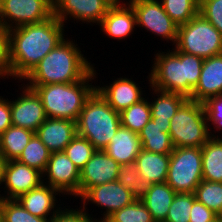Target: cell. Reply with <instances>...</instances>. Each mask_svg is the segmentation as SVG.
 <instances>
[{
	"mask_svg": "<svg viewBox=\"0 0 222 222\" xmlns=\"http://www.w3.org/2000/svg\"><path fill=\"white\" fill-rule=\"evenodd\" d=\"M12 126L10 101L0 96V135Z\"/></svg>",
	"mask_w": 222,
	"mask_h": 222,
	"instance_id": "obj_42",
	"label": "cell"
},
{
	"mask_svg": "<svg viewBox=\"0 0 222 222\" xmlns=\"http://www.w3.org/2000/svg\"><path fill=\"white\" fill-rule=\"evenodd\" d=\"M152 118L149 101L143 98L120 113L121 125L140 133Z\"/></svg>",
	"mask_w": 222,
	"mask_h": 222,
	"instance_id": "obj_31",
	"label": "cell"
},
{
	"mask_svg": "<svg viewBox=\"0 0 222 222\" xmlns=\"http://www.w3.org/2000/svg\"><path fill=\"white\" fill-rule=\"evenodd\" d=\"M195 200L194 193H176L165 222H189L191 208Z\"/></svg>",
	"mask_w": 222,
	"mask_h": 222,
	"instance_id": "obj_37",
	"label": "cell"
},
{
	"mask_svg": "<svg viewBox=\"0 0 222 222\" xmlns=\"http://www.w3.org/2000/svg\"><path fill=\"white\" fill-rule=\"evenodd\" d=\"M199 13L222 34V0H200Z\"/></svg>",
	"mask_w": 222,
	"mask_h": 222,
	"instance_id": "obj_39",
	"label": "cell"
},
{
	"mask_svg": "<svg viewBox=\"0 0 222 222\" xmlns=\"http://www.w3.org/2000/svg\"><path fill=\"white\" fill-rule=\"evenodd\" d=\"M78 45L64 38L24 78L27 85L72 83L84 79L94 67L83 57ZM93 65V66H92Z\"/></svg>",
	"mask_w": 222,
	"mask_h": 222,
	"instance_id": "obj_2",
	"label": "cell"
},
{
	"mask_svg": "<svg viewBox=\"0 0 222 222\" xmlns=\"http://www.w3.org/2000/svg\"><path fill=\"white\" fill-rule=\"evenodd\" d=\"M48 150L60 152L77 135L76 122L67 119L47 118L35 131Z\"/></svg>",
	"mask_w": 222,
	"mask_h": 222,
	"instance_id": "obj_19",
	"label": "cell"
},
{
	"mask_svg": "<svg viewBox=\"0 0 222 222\" xmlns=\"http://www.w3.org/2000/svg\"><path fill=\"white\" fill-rule=\"evenodd\" d=\"M96 90L119 113L144 98L142 88L132 78L125 76L107 86H96Z\"/></svg>",
	"mask_w": 222,
	"mask_h": 222,
	"instance_id": "obj_17",
	"label": "cell"
},
{
	"mask_svg": "<svg viewBox=\"0 0 222 222\" xmlns=\"http://www.w3.org/2000/svg\"><path fill=\"white\" fill-rule=\"evenodd\" d=\"M176 192L165 182L151 184L146 195L140 199L155 222H165Z\"/></svg>",
	"mask_w": 222,
	"mask_h": 222,
	"instance_id": "obj_25",
	"label": "cell"
},
{
	"mask_svg": "<svg viewBox=\"0 0 222 222\" xmlns=\"http://www.w3.org/2000/svg\"><path fill=\"white\" fill-rule=\"evenodd\" d=\"M135 14L138 27H143L157 37L172 41L177 40L178 25L164 11L159 0H129Z\"/></svg>",
	"mask_w": 222,
	"mask_h": 222,
	"instance_id": "obj_10",
	"label": "cell"
},
{
	"mask_svg": "<svg viewBox=\"0 0 222 222\" xmlns=\"http://www.w3.org/2000/svg\"><path fill=\"white\" fill-rule=\"evenodd\" d=\"M110 5H115L120 3L121 0H106Z\"/></svg>",
	"mask_w": 222,
	"mask_h": 222,
	"instance_id": "obj_46",
	"label": "cell"
},
{
	"mask_svg": "<svg viewBox=\"0 0 222 222\" xmlns=\"http://www.w3.org/2000/svg\"><path fill=\"white\" fill-rule=\"evenodd\" d=\"M202 180L201 147L174 148L166 183L176 193H194Z\"/></svg>",
	"mask_w": 222,
	"mask_h": 222,
	"instance_id": "obj_8",
	"label": "cell"
},
{
	"mask_svg": "<svg viewBox=\"0 0 222 222\" xmlns=\"http://www.w3.org/2000/svg\"><path fill=\"white\" fill-rule=\"evenodd\" d=\"M9 72L6 63V35L0 30V78L9 77Z\"/></svg>",
	"mask_w": 222,
	"mask_h": 222,
	"instance_id": "obj_43",
	"label": "cell"
},
{
	"mask_svg": "<svg viewBox=\"0 0 222 222\" xmlns=\"http://www.w3.org/2000/svg\"><path fill=\"white\" fill-rule=\"evenodd\" d=\"M64 25L52 15L44 21L6 31V63L10 77L24 79L65 38Z\"/></svg>",
	"mask_w": 222,
	"mask_h": 222,
	"instance_id": "obj_1",
	"label": "cell"
},
{
	"mask_svg": "<svg viewBox=\"0 0 222 222\" xmlns=\"http://www.w3.org/2000/svg\"><path fill=\"white\" fill-rule=\"evenodd\" d=\"M174 48L207 59L222 53V34L199 13L178 26Z\"/></svg>",
	"mask_w": 222,
	"mask_h": 222,
	"instance_id": "obj_7",
	"label": "cell"
},
{
	"mask_svg": "<svg viewBox=\"0 0 222 222\" xmlns=\"http://www.w3.org/2000/svg\"><path fill=\"white\" fill-rule=\"evenodd\" d=\"M110 6L106 0H54L53 15L63 24L73 18L99 25Z\"/></svg>",
	"mask_w": 222,
	"mask_h": 222,
	"instance_id": "obj_15",
	"label": "cell"
},
{
	"mask_svg": "<svg viewBox=\"0 0 222 222\" xmlns=\"http://www.w3.org/2000/svg\"><path fill=\"white\" fill-rule=\"evenodd\" d=\"M50 154L51 152L45 144L34 134L17 161L43 173L49 161Z\"/></svg>",
	"mask_w": 222,
	"mask_h": 222,
	"instance_id": "obj_30",
	"label": "cell"
},
{
	"mask_svg": "<svg viewBox=\"0 0 222 222\" xmlns=\"http://www.w3.org/2000/svg\"><path fill=\"white\" fill-rule=\"evenodd\" d=\"M34 131L10 126L0 135V155L4 161L17 160L29 143Z\"/></svg>",
	"mask_w": 222,
	"mask_h": 222,
	"instance_id": "obj_28",
	"label": "cell"
},
{
	"mask_svg": "<svg viewBox=\"0 0 222 222\" xmlns=\"http://www.w3.org/2000/svg\"><path fill=\"white\" fill-rule=\"evenodd\" d=\"M43 183V174L39 170L20 163L17 160L5 161L3 182L6 194L2 199H18L22 194L37 188Z\"/></svg>",
	"mask_w": 222,
	"mask_h": 222,
	"instance_id": "obj_14",
	"label": "cell"
},
{
	"mask_svg": "<svg viewBox=\"0 0 222 222\" xmlns=\"http://www.w3.org/2000/svg\"><path fill=\"white\" fill-rule=\"evenodd\" d=\"M210 222H222V217L220 215H217L213 220Z\"/></svg>",
	"mask_w": 222,
	"mask_h": 222,
	"instance_id": "obj_45",
	"label": "cell"
},
{
	"mask_svg": "<svg viewBox=\"0 0 222 222\" xmlns=\"http://www.w3.org/2000/svg\"><path fill=\"white\" fill-rule=\"evenodd\" d=\"M50 222H98L97 219L91 217L84 209L65 208L60 210Z\"/></svg>",
	"mask_w": 222,
	"mask_h": 222,
	"instance_id": "obj_40",
	"label": "cell"
},
{
	"mask_svg": "<svg viewBox=\"0 0 222 222\" xmlns=\"http://www.w3.org/2000/svg\"><path fill=\"white\" fill-rule=\"evenodd\" d=\"M54 216L41 218L29 213L17 199L0 198L1 222H50Z\"/></svg>",
	"mask_w": 222,
	"mask_h": 222,
	"instance_id": "obj_33",
	"label": "cell"
},
{
	"mask_svg": "<svg viewBox=\"0 0 222 222\" xmlns=\"http://www.w3.org/2000/svg\"><path fill=\"white\" fill-rule=\"evenodd\" d=\"M195 198L217 215H222V182L202 180L194 192Z\"/></svg>",
	"mask_w": 222,
	"mask_h": 222,
	"instance_id": "obj_34",
	"label": "cell"
},
{
	"mask_svg": "<svg viewBox=\"0 0 222 222\" xmlns=\"http://www.w3.org/2000/svg\"><path fill=\"white\" fill-rule=\"evenodd\" d=\"M4 164H5V161L2 158V156L0 155V186L2 185V182H3V168H4Z\"/></svg>",
	"mask_w": 222,
	"mask_h": 222,
	"instance_id": "obj_44",
	"label": "cell"
},
{
	"mask_svg": "<svg viewBox=\"0 0 222 222\" xmlns=\"http://www.w3.org/2000/svg\"><path fill=\"white\" fill-rule=\"evenodd\" d=\"M201 151L203 180L222 182V136L211 137Z\"/></svg>",
	"mask_w": 222,
	"mask_h": 222,
	"instance_id": "obj_27",
	"label": "cell"
},
{
	"mask_svg": "<svg viewBox=\"0 0 222 222\" xmlns=\"http://www.w3.org/2000/svg\"><path fill=\"white\" fill-rule=\"evenodd\" d=\"M174 148L202 147L211 137L203 103L187 99L170 120Z\"/></svg>",
	"mask_w": 222,
	"mask_h": 222,
	"instance_id": "obj_6",
	"label": "cell"
},
{
	"mask_svg": "<svg viewBox=\"0 0 222 222\" xmlns=\"http://www.w3.org/2000/svg\"><path fill=\"white\" fill-rule=\"evenodd\" d=\"M152 88V94H157L154 102L150 101L151 115L154 124L170 126L171 118L178 111L179 107L188 99L179 93L167 92Z\"/></svg>",
	"mask_w": 222,
	"mask_h": 222,
	"instance_id": "obj_24",
	"label": "cell"
},
{
	"mask_svg": "<svg viewBox=\"0 0 222 222\" xmlns=\"http://www.w3.org/2000/svg\"><path fill=\"white\" fill-rule=\"evenodd\" d=\"M216 216L217 214L207 208L203 203L195 200L191 208L189 222H210Z\"/></svg>",
	"mask_w": 222,
	"mask_h": 222,
	"instance_id": "obj_41",
	"label": "cell"
},
{
	"mask_svg": "<svg viewBox=\"0 0 222 222\" xmlns=\"http://www.w3.org/2000/svg\"><path fill=\"white\" fill-rule=\"evenodd\" d=\"M63 151L74 165L81 170L96 152V149L88 139L77 134Z\"/></svg>",
	"mask_w": 222,
	"mask_h": 222,
	"instance_id": "obj_36",
	"label": "cell"
},
{
	"mask_svg": "<svg viewBox=\"0 0 222 222\" xmlns=\"http://www.w3.org/2000/svg\"><path fill=\"white\" fill-rule=\"evenodd\" d=\"M120 164L108 156L104 150H96L80 170L79 197L89 188L116 181Z\"/></svg>",
	"mask_w": 222,
	"mask_h": 222,
	"instance_id": "obj_16",
	"label": "cell"
},
{
	"mask_svg": "<svg viewBox=\"0 0 222 222\" xmlns=\"http://www.w3.org/2000/svg\"><path fill=\"white\" fill-rule=\"evenodd\" d=\"M117 181L126 187L136 200L142 199L151 187V183L139 175L135 162L120 164Z\"/></svg>",
	"mask_w": 222,
	"mask_h": 222,
	"instance_id": "obj_29",
	"label": "cell"
},
{
	"mask_svg": "<svg viewBox=\"0 0 222 222\" xmlns=\"http://www.w3.org/2000/svg\"><path fill=\"white\" fill-rule=\"evenodd\" d=\"M121 2L111 5L99 24L103 34L112 39H118V41L129 37L137 26L136 14L132 5L128 1H126L127 3Z\"/></svg>",
	"mask_w": 222,
	"mask_h": 222,
	"instance_id": "obj_18",
	"label": "cell"
},
{
	"mask_svg": "<svg viewBox=\"0 0 222 222\" xmlns=\"http://www.w3.org/2000/svg\"><path fill=\"white\" fill-rule=\"evenodd\" d=\"M54 0H1L0 30L38 23L53 15Z\"/></svg>",
	"mask_w": 222,
	"mask_h": 222,
	"instance_id": "obj_9",
	"label": "cell"
},
{
	"mask_svg": "<svg viewBox=\"0 0 222 222\" xmlns=\"http://www.w3.org/2000/svg\"><path fill=\"white\" fill-rule=\"evenodd\" d=\"M80 198L84 210L87 209L86 205L89 202L106 209L98 222H104L114 212L136 200L131 192L117 180L89 188Z\"/></svg>",
	"mask_w": 222,
	"mask_h": 222,
	"instance_id": "obj_12",
	"label": "cell"
},
{
	"mask_svg": "<svg viewBox=\"0 0 222 222\" xmlns=\"http://www.w3.org/2000/svg\"><path fill=\"white\" fill-rule=\"evenodd\" d=\"M22 94L10 100L12 126L36 131L47 119L42 100L36 91L22 86Z\"/></svg>",
	"mask_w": 222,
	"mask_h": 222,
	"instance_id": "obj_13",
	"label": "cell"
},
{
	"mask_svg": "<svg viewBox=\"0 0 222 222\" xmlns=\"http://www.w3.org/2000/svg\"><path fill=\"white\" fill-rule=\"evenodd\" d=\"M135 163L139 175L151 184L165 183L167 179L170 154H159L141 150Z\"/></svg>",
	"mask_w": 222,
	"mask_h": 222,
	"instance_id": "obj_23",
	"label": "cell"
},
{
	"mask_svg": "<svg viewBox=\"0 0 222 222\" xmlns=\"http://www.w3.org/2000/svg\"><path fill=\"white\" fill-rule=\"evenodd\" d=\"M104 222H155L151 213L141 202L135 200L131 204L119 209Z\"/></svg>",
	"mask_w": 222,
	"mask_h": 222,
	"instance_id": "obj_35",
	"label": "cell"
},
{
	"mask_svg": "<svg viewBox=\"0 0 222 222\" xmlns=\"http://www.w3.org/2000/svg\"><path fill=\"white\" fill-rule=\"evenodd\" d=\"M142 150L139 133L120 126L110 143L104 149L105 153L119 164L133 163Z\"/></svg>",
	"mask_w": 222,
	"mask_h": 222,
	"instance_id": "obj_22",
	"label": "cell"
},
{
	"mask_svg": "<svg viewBox=\"0 0 222 222\" xmlns=\"http://www.w3.org/2000/svg\"><path fill=\"white\" fill-rule=\"evenodd\" d=\"M169 129L170 126L154 124L153 120L150 119L139 133L142 149L153 153L171 154L174 147Z\"/></svg>",
	"mask_w": 222,
	"mask_h": 222,
	"instance_id": "obj_26",
	"label": "cell"
},
{
	"mask_svg": "<svg viewBox=\"0 0 222 222\" xmlns=\"http://www.w3.org/2000/svg\"><path fill=\"white\" fill-rule=\"evenodd\" d=\"M61 194L58 189L42 183L37 188L22 194L17 200L32 215L47 218L51 213L55 216L61 210V206L56 205L58 201L56 196Z\"/></svg>",
	"mask_w": 222,
	"mask_h": 222,
	"instance_id": "obj_21",
	"label": "cell"
},
{
	"mask_svg": "<svg viewBox=\"0 0 222 222\" xmlns=\"http://www.w3.org/2000/svg\"><path fill=\"white\" fill-rule=\"evenodd\" d=\"M222 94V53L204 59L199 81L189 99L205 102Z\"/></svg>",
	"mask_w": 222,
	"mask_h": 222,
	"instance_id": "obj_20",
	"label": "cell"
},
{
	"mask_svg": "<svg viewBox=\"0 0 222 222\" xmlns=\"http://www.w3.org/2000/svg\"><path fill=\"white\" fill-rule=\"evenodd\" d=\"M42 174L43 178L47 176L43 179V183L58 189L62 195H72L79 198L80 170L64 151L50 154L46 169Z\"/></svg>",
	"mask_w": 222,
	"mask_h": 222,
	"instance_id": "obj_11",
	"label": "cell"
},
{
	"mask_svg": "<svg viewBox=\"0 0 222 222\" xmlns=\"http://www.w3.org/2000/svg\"><path fill=\"white\" fill-rule=\"evenodd\" d=\"M203 106L211 133L210 137H216L214 133L212 134L211 130L213 128H210V126L214 125V128L219 131L222 129V94L208 98L205 102H203Z\"/></svg>",
	"mask_w": 222,
	"mask_h": 222,
	"instance_id": "obj_38",
	"label": "cell"
},
{
	"mask_svg": "<svg viewBox=\"0 0 222 222\" xmlns=\"http://www.w3.org/2000/svg\"><path fill=\"white\" fill-rule=\"evenodd\" d=\"M120 126V113L97 90L86 100L76 121L77 134L88 139L96 150H104Z\"/></svg>",
	"mask_w": 222,
	"mask_h": 222,
	"instance_id": "obj_5",
	"label": "cell"
},
{
	"mask_svg": "<svg viewBox=\"0 0 222 222\" xmlns=\"http://www.w3.org/2000/svg\"><path fill=\"white\" fill-rule=\"evenodd\" d=\"M96 77V70L93 67V70L79 82L26 86L34 89L40 96L47 118L76 122L86 100L96 90V87L89 83Z\"/></svg>",
	"mask_w": 222,
	"mask_h": 222,
	"instance_id": "obj_4",
	"label": "cell"
},
{
	"mask_svg": "<svg viewBox=\"0 0 222 222\" xmlns=\"http://www.w3.org/2000/svg\"><path fill=\"white\" fill-rule=\"evenodd\" d=\"M172 50L155 54L152 70L147 77L149 84L158 90L190 98L199 81L204 59L176 48Z\"/></svg>",
	"mask_w": 222,
	"mask_h": 222,
	"instance_id": "obj_3",
	"label": "cell"
},
{
	"mask_svg": "<svg viewBox=\"0 0 222 222\" xmlns=\"http://www.w3.org/2000/svg\"><path fill=\"white\" fill-rule=\"evenodd\" d=\"M161 3L164 11L178 26L199 14L200 0H161Z\"/></svg>",
	"mask_w": 222,
	"mask_h": 222,
	"instance_id": "obj_32",
	"label": "cell"
}]
</instances>
